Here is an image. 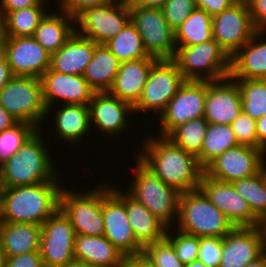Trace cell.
<instances>
[{
    "mask_svg": "<svg viewBox=\"0 0 266 267\" xmlns=\"http://www.w3.org/2000/svg\"><path fill=\"white\" fill-rule=\"evenodd\" d=\"M266 31H257L231 57L233 79H266ZM264 38V39H262Z\"/></svg>",
    "mask_w": 266,
    "mask_h": 267,
    "instance_id": "obj_25",
    "label": "cell"
},
{
    "mask_svg": "<svg viewBox=\"0 0 266 267\" xmlns=\"http://www.w3.org/2000/svg\"><path fill=\"white\" fill-rule=\"evenodd\" d=\"M49 12L36 28L33 37L50 54L57 52L76 31L75 18L67 12ZM74 22V23H73Z\"/></svg>",
    "mask_w": 266,
    "mask_h": 267,
    "instance_id": "obj_29",
    "label": "cell"
},
{
    "mask_svg": "<svg viewBox=\"0 0 266 267\" xmlns=\"http://www.w3.org/2000/svg\"><path fill=\"white\" fill-rule=\"evenodd\" d=\"M172 59L185 80L215 81L230 76L231 58L214 39L194 46H176Z\"/></svg>",
    "mask_w": 266,
    "mask_h": 267,
    "instance_id": "obj_6",
    "label": "cell"
},
{
    "mask_svg": "<svg viewBox=\"0 0 266 267\" xmlns=\"http://www.w3.org/2000/svg\"><path fill=\"white\" fill-rule=\"evenodd\" d=\"M42 130L37 129L20 150L1 165L2 187L33 185L61 178L54 164L55 157H51L44 143L45 131Z\"/></svg>",
    "mask_w": 266,
    "mask_h": 267,
    "instance_id": "obj_3",
    "label": "cell"
},
{
    "mask_svg": "<svg viewBox=\"0 0 266 267\" xmlns=\"http://www.w3.org/2000/svg\"><path fill=\"white\" fill-rule=\"evenodd\" d=\"M130 21L129 5L109 1L108 3L84 9L75 17L76 32L105 44L116 36Z\"/></svg>",
    "mask_w": 266,
    "mask_h": 267,
    "instance_id": "obj_12",
    "label": "cell"
},
{
    "mask_svg": "<svg viewBox=\"0 0 266 267\" xmlns=\"http://www.w3.org/2000/svg\"><path fill=\"white\" fill-rule=\"evenodd\" d=\"M242 111L237 82L231 77L206 81L204 118L209 124H230Z\"/></svg>",
    "mask_w": 266,
    "mask_h": 267,
    "instance_id": "obj_19",
    "label": "cell"
},
{
    "mask_svg": "<svg viewBox=\"0 0 266 267\" xmlns=\"http://www.w3.org/2000/svg\"><path fill=\"white\" fill-rule=\"evenodd\" d=\"M129 11L147 54L158 60L173 59L177 48L175 31L166 22L161 8L129 6Z\"/></svg>",
    "mask_w": 266,
    "mask_h": 267,
    "instance_id": "obj_11",
    "label": "cell"
},
{
    "mask_svg": "<svg viewBox=\"0 0 266 267\" xmlns=\"http://www.w3.org/2000/svg\"><path fill=\"white\" fill-rule=\"evenodd\" d=\"M157 61L154 57H146L121 63L108 92L134 106L141 97L152 66Z\"/></svg>",
    "mask_w": 266,
    "mask_h": 267,
    "instance_id": "obj_23",
    "label": "cell"
},
{
    "mask_svg": "<svg viewBox=\"0 0 266 267\" xmlns=\"http://www.w3.org/2000/svg\"><path fill=\"white\" fill-rule=\"evenodd\" d=\"M58 107L51 106L47 108V119L52 115L53 127L57 132L59 141L70 143L69 145H77L83 141V137L91 131L90 127V109L89 106L81 104H61ZM53 107V108H52ZM56 108V110H54ZM54 110V114L51 112ZM55 116V117H54ZM54 120V121H53Z\"/></svg>",
    "mask_w": 266,
    "mask_h": 267,
    "instance_id": "obj_24",
    "label": "cell"
},
{
    "mask_svg": "<svg viewBox=\"0 0 266 267\" xmlns=\"http://www.w3.org/2000/svg\"><path fill=\"white\" fill-rule=\"evenodd\" d=\"M232 185L247 201L252 213L259 220L266 216V183L260 172L255 176L234 181Z\"/></svg>",
    "mask_w": 266,
    "mask_h": 267,
    "instance_id": "obj_38",
    "label": "cell"
},
{
    "mask_svg": "<svg viewBox=\"0 0 266 267\" xmlns=\"http://www.w3.org/2000/svg\"><path fill=\"white\" fill-rule=\"evenodd\" d=\"M13 77L5 56L0 52V90Z\"/></svg>",
    "mask_w": 266,
    "mask_h": 267,
    "instance_id": "obj_51",
    "label": "cell"
},
{
    "mask_svg": "<svg viewBox=\"0 0 266 267\" xmlns=\"http://www.w3.org/2000/svg\"><path fill=\"white\" fill-rule=\"evenodd\" d=\"M172 231V232H171ZM173 231H175L173 233ZM173 246L177 257L182 264L186 265L198 260L199 256V237L185 234L169 227L165 237Z\"/></svg>",
    "mask_w": 266,
    "mask_h": 267,
    "instance_id": "obj_40",
    "label": "cell"
},
{
    "mask_svg": "<svg viewBox=\"0 0 266 267\" xmlns=\"http://www.w3.org/2000/svg\"><path fill=\"white\" fill-rule=\"evenodd\" d=\"M40 80L46 108L58 103L89 106L95 93L82 75L59 73L48 68Z\"/></svg>",
    "mask_w": 266,
    "mask_h": 267,
    "instance_id": "obj_20",
    "label": "cell"
},
{
    "mask_svg": "<svg viewBox=\"0 0 266 267\" xmlns=\"http://www.w3.org/2000/svg\"><path fill=\"white\" fill-rule=\"evenodd\" d=\"M6 265V255L3 247L2 238L0 235V267H5Z\"/></svg>",
    "mask_w": 266,
    "mask_h": 267,
    "instance_id": "obj_57",
    "label": "cell"
},
{
    "mask_svg": "<svg viewBox=\"0 0 266 267\" xmlns=\"http://www.w3.org/2000/svg\"><path fill=\"white\" fill-rule=\"evenodd\" d=\"M124 267H154L142 254L128 256L125 259Z\"/></svg>",
    "mask_w": 266,
    "mask_h": 267,
    "instance_id": "obj_53",
    "label": "cell"
},
{
    "mask_svg": "<svg viewBox=\"0 0 266 267\" xmlns=\"http://www.w3.org/2000/svg\"><path fill=\"white\" fill-rule=\"evenodd\" d=\"M176 46H194L212 39V16L195 8L175 30Z\"/></svg>",
    "mask_w": 266,
    "mask_h": 267,
    "instance_id": "obj_34",
    "label": "cell"
},
{
    "mask_svg": "<svg viewBox=\"0 0 266 267\" xmlns=\"http://www.w3.org/2000/svg\"><path fill=\"white\" fill-rule=\"evenodd\" d=\"M242 98V111L258 120L266 115V80L234 79Z\"/></svg>",
    "mask_w": 266,
    "mask_h": 267,
    "instance_id": "obj_37",
    "label": "cell"
},
{
    "mask_svg": "<svg viewBox=\"0 0 266 267\" xmlns=\"http://www.w3.org/2000/svg\"><path fill=\"white\" fill-rule=\"evenodd\" d=\"M258 149L266 151V115L256 120Z\"/></svg>",
    "mask_w": 266,
    "mask_h": 267,
    "instance_id": "obj_50",
    "label": "cell"
},
{
    "mask_svg": "<svg viewBox=\"0 0 266 267\" xmlns=\"http://www.w3.org/2000/svg\"><path fill=\"white\" fill-rule=\"evenodd\" d=\"M222 254V238H199L198 260L210 267H219Z\"/></svg>",
    "mask_w": 266,
    "mask_h": 267,
    "instance_id": "obj_44",
    "label": "cell"
},
{
    "mask_svg": "<svg viewBox=\"0 0 266 267\" xmlns=\"http://www.w3.org/2000/svg\"><path fill=\"white\" fill-rule=\"evenodd\" d=\"M126 211L134 236L143 248L166 237L168 227L127 192Z\"/></svg>",
    "mask_w": 266,
    "mask_h": 267,
    "instance_id": "obj_28",
    "label": "cell"
},
{
    "mask_svg": "<svg viewBox=\"0 0 266 267\" xmlns=\"http://www.w3.org/2000/svg\"><path fill=\"white\" fill-rule=\"evenodd\" d=\"M246 267H266V256L263 254L256 261L247 264Z\"/></svg>",
    "mask_w": 266,
    "mask_h": 267,
    "instance_id": "obj_56",
    "label": "cell"
},
{
    "mask_svg": "<svg viewBox=\"0 0 266 267\" xmlns=\"http://www.w3.org/2000/svg\"><path fill=\"white\" fill-rule=\"evenodd\" d=\"M61 188L59 208L69 218L76 234L104 236L103 183L91 190Z\"/></svg>",
    "mask_w": 266,
    "mask_h": 267,
    "instance_id": "obj_8",
    "label": "cell"
},
{
    "mask_svg": "<svg viewBox=\"0 0 266 267\" xmlns=\"http://www.w3.org/2000/svg\"><path fill=\"white\" fill-rule=\"evenodd\" d=\"M0 235L6 257L39 251L41 225L0 222Z\"/></svg>",
    "mask_w": 266,
    "mask_h": 267,
    "instance_id": "obj_30",
    "label": "cell"
},
{
    "mask_svg": "<svg viewBox=\"0 0 266 267\" xmlns=\"http://www.w3.org/2000/svg\"><path fill=\"white\" fill-rule=\"evenodd\" d=\"M2 188V181H1V166H0V190Z\"/></svg>",
    "mask_w": 266,
    "mask_h": 267,
    "instance_id": "obj_63",
    "label": "cell"
},
{
    "mask_svg": "<svg viewBox=\"0 0 266 267\" xmlns=\"http://www.w3.org/2000/svg\"><path fill=\"white\" fill-rule=\"evenodd\" d=\"M265 159H266V151L264 152L261 163H260V173L263 176L264 181L266 183V160Z\"/></svg>",
    "mask_w": 266,
    "mask_h": 267,
    "instance_id": "obj_58",
    "label": "cell"
},
{
    "mask_svg": "<svg viewBox=\"0 0 266 267\" xmlns=\"http://www.w3.org/2000/svg\"><path fill=\"white\" fill-rule=\"evenodd\" d=\"M36 130L37 128L29 123L18 122L0 132V166L15 155Z\"/></svg>",
    "mask_w": 266,
    "mask_h": 267,
    "instance_id": "obj_39",
    "label": "cell"
},
{
    "mask_svg": "<svg viewBox=\"0 0 266 267\" xmlns=\"http://www.w3.org/2000/svg\"><path fill=\"white\" fill-rule=\"evenodd\" d=\"M238 0H195L196 8L205 10L209 15L221 13Z\"/></svg>",
    "mask_w": 266,
    "mask_h": 267,
    "instance_id": "obj_49",
    "label": "cell"
},
{
    "mask_svg": "<svg viewBox=\"0 0 266 267\" xmlns=\"http://www.w3.org/2000/svg\"><path fill=\"white\" fill-rule=\"evenodd\" d=\"M65 267H93V266L84 262L74 260Z\"/></svg>",
    "mask_w": 266,
    "mask_h": 267,
    "instance_id": "obj_59",
    "label": "cell"
},
{
    "mask_svg": "<svg viewBox=\"0 0 266 267\" xmlns=\"http://www.w3.org/2000/svg\"><path fill=\"white\" fill-rule=\"evenodd\" d=\"M209 123L202 117L175 127L166 137L180 148L194 155L201 151Z\"/></svg>",
    "mask_w": 266,
    "mask_h": 267,
    "instance_id": "obj_36",
    "label": "cell"
},
{
    "mask_svg": "<svg viewBox=\"0 0 266 267\" xmlns=\"http://www.w3.org/2000/svg\"><path fill=\"white\" fill-rule=\"evenodd\" d=\"M195 8V0H168L161 7V10L166 22L175 30L189 17Z\"/></svg>",
    "mask_w": 266,
    "mask_h": 267,
    "instance_id": "obj_42",
    "label": "cell"
},
{
    "mask_svg": "<svg viewBox=\"0 0 266 267\" xmlns=\"http://www.w3.org/2000/svg\"><path fill=\"white\" fill-rule=\"evenodd\" d=\"M42 0H0V19L11 11H16L33 6H45Z\"/></svg>",
    "mask_w": 266,
    "mask_h": 267,
    "instance_id": "obj_48",
    "label": "cell"
},
{
    "mask_svg": "<svg viewBox=\"0 0 266 267\" xmlns=\"http://www.w3.org/2000/svg\"><path fill=\"white\" fill-rule=\"evenodd\" d=\"M238 145L230 124H209L197 160L205 169L213 160L225 151Z\"/></svg>",
    "mask_w": 266,
    "mask_h": 267,
    "instance_id": "obj_33",
    "label": "cell"
},
{
    "mask_svg": "<svg viewBox=\"0 0 266 267\" xmlns=\"http://www.w3.org/2000/svg\"><path fill=\"white\" fill-rule=\"evenodd\" d=\"M2 22H1V19H0V52H1V45H2Z\"/></svg>",
    "mask_w": 266,
    "mask_h": 267,
    "instance_id": "obj_61",
    "label": "cell"
},
{
    "mask_svg": "<svg viewBox=\"0 0 266 267\" xmlns=\"http://www.w3.org/2000/svg\"><path fill=\"white\" fill-rule=\"evenodd\" d=\"M156 136H146L141 152L137 151L135 157L162 182L180 193L197 190L204 173L197 156L180 148L166 136Z\"/></svg>",
    "mask_w": 266,
    "mask_h": 267,
    "instance_id": "obj_1",
    "label": "cell"
},
{
    "mask_svg": "<svg viewBox=\"0 0 266 267\" xmlns=\"http://www.w3.org/2000/svg\"><path fill=\"white\" fill-rule=\"evenodd\" d=\"M48 9L49 7L46 8L45 6H33L30 8L7 12L1 18L2 36H33L40 22L50 12Z\"/></svg>",
    "mask_w": 266,
    "mask_h": 267,
    "instance_id": "obj_32",
    "label": "cell"
},
{
    "mask_svg": "<svg viewBox=\"0 0 266 267\" xmlns=\"http://www.w3.org/2000/svg\"><path fill=\"white\" fill-rule=\"evenodd\" d=\"M238 144L258 148L256 120L241 111L239 116L231 123Z\"/></svg>",
    "mask_w": 266,
    "mask_h": 267,
    "instance_id": "obj_43",
    "label": "cell"
},
{
    "mask_svg": "<svg viewBox=\"0 0 266 267\" xmlns=\"http://www.w3.org/2000/svg\"><path fill=\"white\" fill-rule=\"evenodd\" d=\"M103 183L104 236L126 257L141 255L143 247L137 242L126 211V192Z\"/></svg>",
    "mask_w": 266,
    "mask_h": 267,
    "instance_id": "obj_9",
    "label": "cell"
},
{
    "mask_svg": "<svg viewBox=\"0 0 266 267\" xmlns=\"http://www.w3.org/2000/svg\"><path fill=\"white\" fill-rule=\"evenodd\" d=\"M5 267H44L41 253L32 251L13 257H6Z\"/></svg>",
    "mask_w": 266,
    "mask_h": 267,
    "instance_id": "obj_46",
    "label": "cell"
},
{
    "mask_svg": "<svg viewBox=\"0 0 266 267\" xmlns=\"http://www.w3.org/2000/svg\"><path fill=\"white\" fill-rule=\"evenodd\" d=\"M121 62L112 54L105 44H97L92 60L84 70L83 77L95 92L109 91Z\"/></svg>",
    "mask_w": 266,
    "mask_h": 267,
    "instance_id": "obj_31",
    "label": "cell"
},
{
    "mask_svg": "<svg viewBox=\"0 0 266 267\" xmlns=\"http://www.w3.org/2000/svg\"><path fill=\"white\" fill-rule=\"evenodd\" d=\"M105 45L121 63L151 57L131 21Z\"/></svg>",
    "mask_w": 266,
    "mask_h": 267,
    "instance_id": "obj_35",
    "label": "cell"
},
{
    "mask_svg": "<svg viewBox=\"0 0 266 267\" xmlns=\"http://www.w3.org/2000/svg\"><path fill=\"white\" fill-rule=\"evenodd\" d=\"M90 127L99 130L102 135L117 138L125 130L128 131L127 117L134 115L133 106L108 91L95 92L89 104ZM132 113V114H130ZM113 136V137H112Z\"/></svg>",
    "mask_w": 266,
    "mask_h": 267,
    "instance_id": "obj_21",
    "label": "cell"
},
{
    "mask_svg": "<svg viewBox=\"0 0 266 267\" xmlns=\"http://www.w3.org/2000/svg\"><path fill=\"white\" fill-rule=\"evenodd\" d=\"M135 160L133 162L136 168L133 172L134 180H129L131 182L128 184L131 186H127L126 192L143 204L168 228H172L178 220L181 193L162 182L137 157Z\"/></svg>",
    "mask_w": 266,
    "mask_h": 267,
    "instance_id": "obj_5",
    "label": "cell"
},
{
    "mask_svg": "<svg viewBox=\"0 0 266 267\" xmlns=\"http://www.w3.org/2000/svg\"><path fill=\"white\" fill-rule=\"evenodd\" d=\"M74 259L93 267H124L126 256L105 236L76 234Z\"/></svg>",
    "mask_w": 266,
    "mask_h": 267,
    "instance_id": "obj_27",
    "label": "cell"
},
{
    "mask_svg": "<svg viewBox=\"0 0 266 267\" xmlns=\"http://www.w3.org/2000/svg\"><path fill=\"white\" fill-rule=\"evenodd\" d=\"M264 151L248 145L231 147L213 160L204 173L215 180L232 183L260 172Z\"/></svg>",
    "mask_w": 266,
    "mask_h": 267,
    "instance_id": "obj_17",
    "label": "cell"
},
{
    "mask_svg": "<svg viewBox=\"0 0 266 267\" xmlns=\"http://www.w3.org/2000/svg\"><path fill=\"white\" fill-rule=\"evenodd\" d=\"M178 231L188 235L223 238L235 226L199 189L181 193Z\"/></svg>",
    "mask_w": 266,
    "mask_h": 267,
    "instance_id": "obj_4",
    "label": "cell"
},
{
    "mask_svg": "<svg viewBox=\"0 0 266 267\" xmlns=\"http://www.w3.org/2000/svg\"><path fill=\"white\" fill-rule=\"evenodd\" d=\"M206 81L186 80L159 115V136H167L175 127L204 117Z\"/></svg>",
    "mask_w": 266,
    "mask_h": 267,
    "instance_id": "obj_15",
    "label": "cell"
},
{
    "mask_svg": "<svg viewBox=\"0 0 266 267\" xmlns=\"http://www.w3.org/2000/svg\"><path fill=\"white\" fill-rule=\"evenodd\" d=\"M60 181L62 178L33 185L2 187L0 222L42 225L59 209L63 187Z\"/></svg>",
    "mask_w": 266,
    "mask_h": 267,
    "instance_id": "obj_2",
    "label": "cell"
},
{
    "mask_svg": "<svg viewBox=\"0 0 266 267\" xmlns=\"http://www.w3.org/2000/svg\"><path fill=\"white\" fill-rule=\"evenodd\" d=\"M109 1L110 0H60L58 10L67 12L70 16L75 18L84 9L101 6Z\"/></svg>",
    "mask_w": 266,
    "mask_h": 267,
    "instance_id": "obj_45",
    "label": "cell"
},
{
    "mask_svg": "<svg viewBox=\"0 0 266 267\" xmlns=\"http://www.w3.org/2000/svg\"><path fill=\"white\" fill-rule=\"evenodd\" d=\"M18 122L19 121L0 104V132L13 127Z\"/></svg>",
    "mask_w": 266,
    "mask_h": 267,
    "instance_id": "obj_52",
    "label": "cell"
},
{
    "mask_svg": "<svg viewBox=\"0 0 266 267\" xmlns=\"http://www.w3.org/2000/svg\"><path fill=\"white\" fill-rule=\"evenodd\" d=\"M75 237L69 218L59 208L41 225L39 252L44 267H65L74 261Z\"/></svg>",
    "mask_w": 266,
    "mask_h": 267,
    "instance_id": "obj_13",
    "label": "cell"
},
{
    "mask_svg": "<svg viewBox=\"0 0 266 267\" xmlns=\"http://www.w3.org/2000/svg\"><path fill=\"white\" fill-rule=\"evenodd\" d=\"M142 255L154 267H185L177 257L172 244L166 238L146 245Z\"/></svg>",
    "mask_w": 266,
    "mask_h": 267,
    "instance_id": "obj_41",
    "label": "cell"
},
{
    "mask_svg": "<svg viewBox=\"0 0 266 267\" xmlns=\"http://www.w3.org/2000/svg\"><path fill=\"white\" fill-rule=\"evenodd\" d=\"M168 0H131L129 6L161 8Z\"/></svg>",
    "mask_w": 266,
    "mask_h": 267,
    "instance_id": "obj_54",
    "label": "cell"
},
{
    "mask_svg": "<svg viewBox=\"0 0 266 267\" xmlns=\"http://www.w3.org/2000/svg\"><path fill=\"white\" fill-rule=\"evenodd\" d=\"M257 31H266V0H245Z\"/></svg>",
    "mask_w": 266,
    "mask_h": 267,
    "instance_id": "obj_47",
    "label": "cell"
},
{
    "mask_svg": "<svg viewBox=\"0 0 266 267\" xmlns=\"http://www.w3.org/2000/svg\"><path fill=\"white\" fill-rule=\"evenodd\" d=\"M96 43L76 31L67 42L51 54L50 69L70 75H83L92 60Z\"/></svg>",
    "mask_w": 266,
    "mask_h": 267,
    "instance_id": "obj_26",
    "label": "cell"
},
{
    "mask_svg": "<svg viewBox=\"0 0 266 267\" xmlns=\"http://www.w3.org/2000/svg\"><path fill=\"white\" fill-rule=\"evenodd\" d=\"M185 267H210V266H207L206 264L202 263L199 260H195L190 262L189 264H186Z\"/></svg>",
    "mask_w": 266,
    "mask_h": 267,
    "instance_id": "obj_60",
    "label": "cell"
},
{
    "mask_svg": "<svg viewBox=\"0 0 266 267\" xmlns=\"http://www.w3.org/2000/svg\"><path fill=\"white\" fill-rule=\"evenodd\" d=\"M258 228L262 236L263 254L266 256V216L259 221Z\"/></svg>",
    "mask_w": 266,
    "mask_h": 267,
    "instance_id": "obj_55",
    "label": "cell"
},
{
    "mask_svg": "<svg viewBox=\"0 0 266 267\" xmlns=\"http://www.w3.org/2000/svg\"><path fill=\"white\" fill-rule=\"evenodd\" d=\"M198 189L233 223L235 227H255L259 219L232 183L222 182L203 173Z\"/></svg>",
    "mask_w": 266,
    "mask_h": 267,
    "instance_id": "obj_18",
    "label": "cell"
},
{
    "mask_svg": "<svg viewBox=\"0 0 266 267\" xmlns=\"http://www.w3.org/2000/svg\"><path fill=\"white\" fill-rule=\"evenodd\" d=\"M257 32L245 0L212 16V38L231 58Z\"/></svg>",
    "mask_w": 266,
    "mask_h": 267,
    "instance_id": "obj_14",
    "label": "cell"
},
{
    "mask_svg": "<svg viewBox=\"0 0 266 267\" xmlns=\"http://www.w3.org/2000/svg\"><path fill=\"white\" fill-rule=\"evenodd\" d=\"M262 255V236L258 226L235 227L222 238L219 267H246Z\"/></svg>",
    "mask_w": 266,
    "mask_h": 267,
    "instance_id": "obj_22",
    "label": "cell"
},
{
    "mask_svg": "<svg viewBox=\"0 0 266 267\" xmlns=\"http://www.w3.org/2000/svg\"><path fill=\"white\" fill-rule=\"evenodd\" d=\"M110 1L129 4L131 0H110Z\"/></svg>",
    "mask_w": 266,
    "mask_h": 267,
    "instance_id": "obj_62",
    "label": "cell"
},
{
    "mask_svg": "<svg viewBox=\"0 0 266 267\" xmlns=\"http://www.w3.org/2000/svg\"><path fill=\"white\" fill-rule=\"evenodd\" d=\"M1 53L13 76L40 78L50 68L51 54L33 36L3 37Z\"/></svg>",
    "mask_w": 266,
    "mask_h": 267,
    "instance_id": "obj_16",
    "label": "cell"
},
{
    "mask_svg": "<svg viewBox=\"0 0 266 267\" xmlns=\"http://www.w3.org/2000/svg\"><path fill=\"white\" fill-rule=\"evenodd\" d=\"M0 104L19 122L44 128L47 108L40 78L13 76L0 90Z\"/></svg>",
    "mask_w": 266,
    "mask_h": 267,
    "instance_id": "obj_7",
    "label": "cell"
},
{
    "mask_svg": "<svg viewBox=\"0 0 266 267\" xmlns=\"http://www.w3.org/2000/svg\"><path fill=\"white\" fill-rule=\"evenodd\" d=\"M185 81L172 59L158 60L149 72L141 97L133 106L134 115L150 111L158 118Z\"/></svg>",
    "mask_w": 266,
    "mask_h": 267,
    "instance_id": "obj_10",
    "label": "cell"
}]
</instances>
